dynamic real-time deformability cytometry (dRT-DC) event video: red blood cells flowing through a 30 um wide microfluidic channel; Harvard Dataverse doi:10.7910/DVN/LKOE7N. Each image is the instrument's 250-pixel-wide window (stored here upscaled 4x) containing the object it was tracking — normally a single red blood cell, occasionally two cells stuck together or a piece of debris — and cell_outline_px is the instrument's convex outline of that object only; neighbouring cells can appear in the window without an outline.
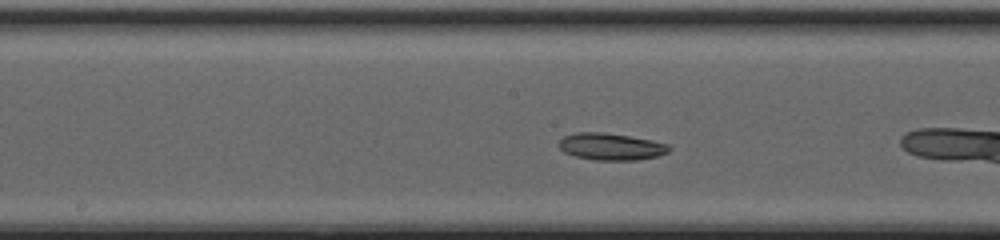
{"species": "common noctule bat (a hibernating species)", "species_latin": "Nyctalus noctula", "temperature_condition": "cold", "stored_images_in_passage": 30, "camera_frame_rate_fps": 3000, "um_per_image_px": 0.085, "animal": {"sex": "female", "body_mass_g": 20.0, "forearm_length_mm": 54.0}, "frame": {"image": 1, "passage_image": 9, "time_ms": 2.667, "image_size_px": [1000, 240], "cell_outline_px": [[672, 148], [668, 152], [656, 156], [636, 160], [596, 160], [576, 156], [564, 152], [556, 144], [564, 136], [576, 132], [600, 132], [628, 136], [652, 140], [668, 144]], "centroid_in_image_um": [51.92, 12.46], "position_along_channel_um": 196.3, "area_um2": 17.22}, "authors_computed_cell_mechanics": {"area_um2": 17.2533, "velocity_mm_per_s": 4.2152, "shape_relaxation_time_tau1_ms": 3.2316, "shape_relaxation_time_tau2_ms": null, "deformation_change_tau1": 0.0769, "deformation_change_tau2": null}}